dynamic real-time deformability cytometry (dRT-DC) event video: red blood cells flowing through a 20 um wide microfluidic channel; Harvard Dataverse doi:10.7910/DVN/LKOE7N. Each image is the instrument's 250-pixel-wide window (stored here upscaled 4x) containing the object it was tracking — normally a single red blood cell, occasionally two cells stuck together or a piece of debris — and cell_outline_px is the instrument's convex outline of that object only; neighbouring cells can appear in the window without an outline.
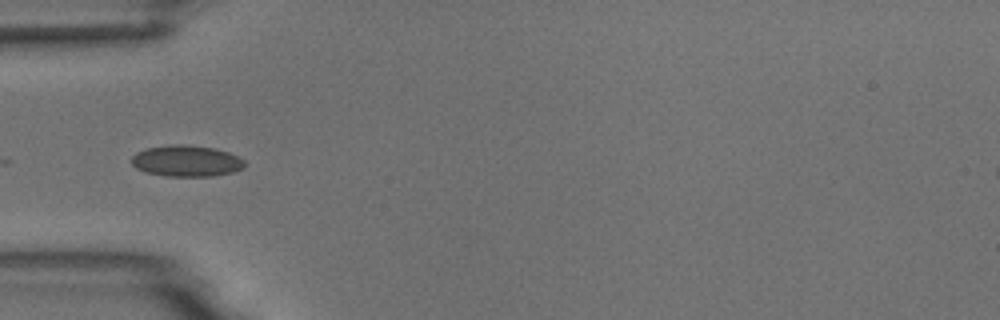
{"species": "common noctule bat (a hibernating species)", "species_latin": "Nyctalus noctula", "temperature_condition": "room temperature", "stored_images_in_passage": 11, "camera_frame_rate_fps": 3000, "um_per_image_px": 0.085, "animal": {"sex": "male", "body_mass_g": 18.8}, "frame": {"image": 1, "passage_image": 1, "time_ms": 0.0, "image_size_px": [1000, 320], "cell_outline_px": [[248, 164], [244, 168], [232, 172], [212, 176], [168, 176], [148, 172], [136, 168], [132, 164], [132, 156], [136, 152], [148, 148], [176, 144], [184, 144], [212, 148], [228, 152], [244, 160]], "centroid_in_image_um": [15.88, 13.68], "position_along_channel_um": 69.1, "area_um2": 20.4}}
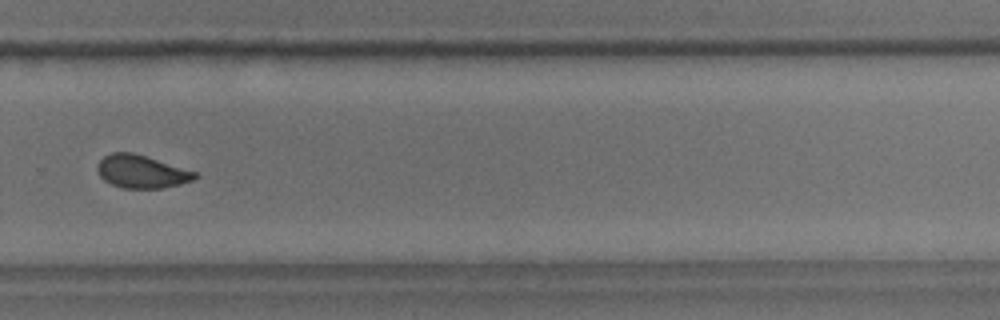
{"frame": {"image": 2, "passage_image": 7, "time_ms": 6.667, "image_size_px": [1000, 320], "cell_outline_px": [[200, 176], [192, 180], [180, 184], [160, 188], [120, 188], [104, 180], [100, 176], [96, 168], [100, 160], [104, 156], [112, 152], [132, 152], [196, 172]], "centroid_in_image_um": [12.0, 14.59], "position_along_channel_um": 317.8, "area_um2": 18.55}}
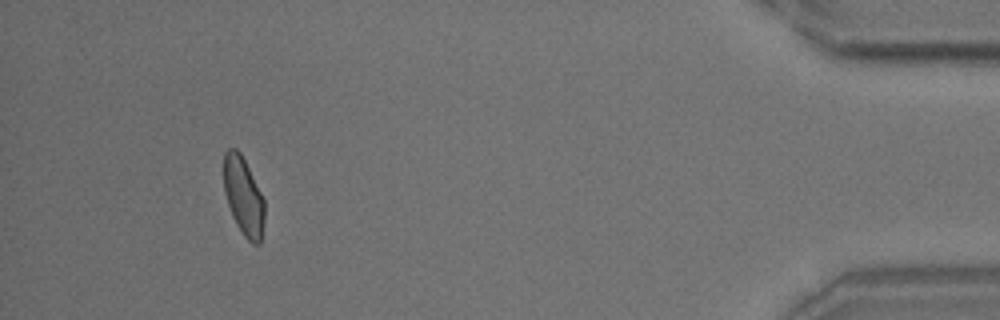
{"frame": {"image": 3, "passage_image": 10, "time_ms": 11.0, "image_size_px": [1000, 320], "cell_outline_px": [[264, 220], [260, 244], [252, 244], [244, 236], [236, 224], [232, 216], [224, 192], [224, 152], [228, 148], [236, 148], [240, 152], [264, 200]], "centroid_in_image_um": [20.68, 16.7], "position_along_channel_um": 414.5, "area_um2": 18.38}}